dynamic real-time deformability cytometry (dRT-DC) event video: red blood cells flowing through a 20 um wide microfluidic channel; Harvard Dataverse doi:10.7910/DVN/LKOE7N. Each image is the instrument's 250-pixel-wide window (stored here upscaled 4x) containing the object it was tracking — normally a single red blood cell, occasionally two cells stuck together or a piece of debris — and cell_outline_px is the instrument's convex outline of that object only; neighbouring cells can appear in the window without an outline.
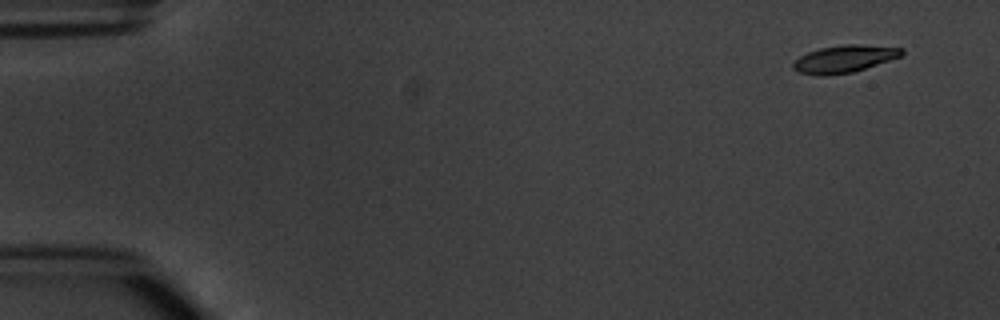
{"species": "common noctule bat (a hibernating species)", "species_latin": "Nyctalus noctula", "temperature_condition": "warm", "stored_images_in_passage": 5, "camera_frame_rate_fps": 3000, "um_per_image_px": 0.085, "animal": {"sex": "male", "body_mass_g": 20.1, "forearm_length_mm": 53.5}, "frame": {"image": 1, "passage_image": 2, "time_ms": 1.0, "image_size_px": [1000, 320], "cell_outline_px": [[904, 52], [900, 56], [852, 72], [824, 76], [816, 76], [796, 72], [792, 68], [792, 64], [800, 56], [808, 52], [820, 48], [844, 44], [860, 44], [904, 48]], "centroid_in_image_um": [71.71, 5.01], "position_along_channel_um": 13.3, "area_um2": 17.22}}